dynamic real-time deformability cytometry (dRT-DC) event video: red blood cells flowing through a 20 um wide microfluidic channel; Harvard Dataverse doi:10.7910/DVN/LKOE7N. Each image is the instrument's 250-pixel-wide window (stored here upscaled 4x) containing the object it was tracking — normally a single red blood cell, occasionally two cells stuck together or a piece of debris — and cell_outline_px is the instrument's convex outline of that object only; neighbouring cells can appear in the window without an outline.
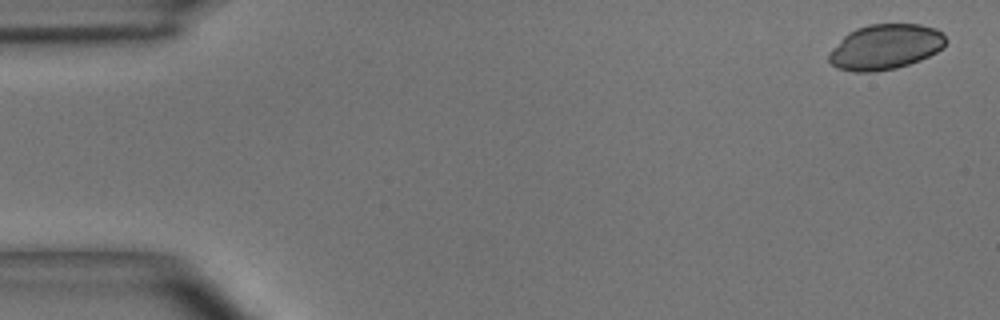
{"species": "common noctule bat (a hibernating species)", "species_latin": "Nyctalus noctula", "temperature_condition": "room temperature", "stored_images_in_passage": 5, "camera_frame_rate_fps": 3000, "um_per_image_px": 0.085, "animal": {"sex": "male", "body_mass_g": 15.6}, "frame": {"image": 1, "passage_image": 1, "time_ms": 0.0, "image_size_px": [1000, 320], "cell_outline_px": [[948, 40], [944, 48], [920, 60], [896, 68], [876, 72], [856, 72], [836, 68], [828, 60], [828, 52], [848, 32], [856, 28], [868, 24], [920, 24], [936, 28]], "centroid_in_image_um": [75.25, 3.99], "position_along_channel_um": 9.8, "area_um2": 31.04}}
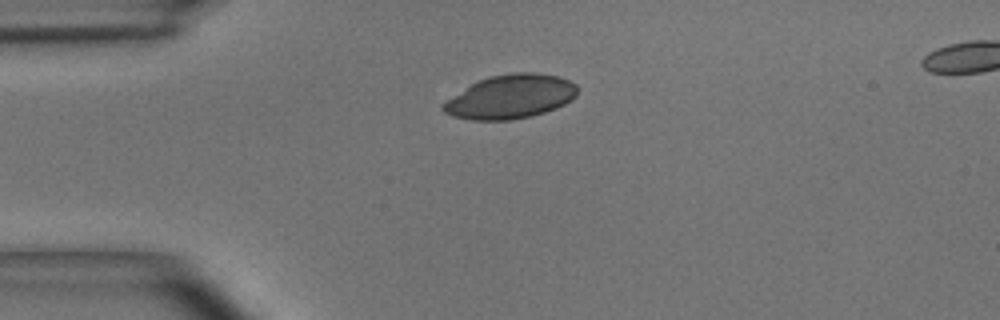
{"frame": {"image": 2, "passage_image": 4, "time_ms": 1.0, "image_size_px": [1000, 320], "cell_outline_px": [[576, 96], [572, 100], [556, 108], [544, 112], [528, 116], [508, 120], [472, 120], [452, 116], [444, 112], [440, 108], [448, 100], [472, 84], [488, 76], [512, 72], [536, 72], [556, 76], [568, 80], [576, 84]], "centroid_in_image_um": [43.41, 8.21], "position_along_channel_um": 41.6, "area_um2": 33.93}}